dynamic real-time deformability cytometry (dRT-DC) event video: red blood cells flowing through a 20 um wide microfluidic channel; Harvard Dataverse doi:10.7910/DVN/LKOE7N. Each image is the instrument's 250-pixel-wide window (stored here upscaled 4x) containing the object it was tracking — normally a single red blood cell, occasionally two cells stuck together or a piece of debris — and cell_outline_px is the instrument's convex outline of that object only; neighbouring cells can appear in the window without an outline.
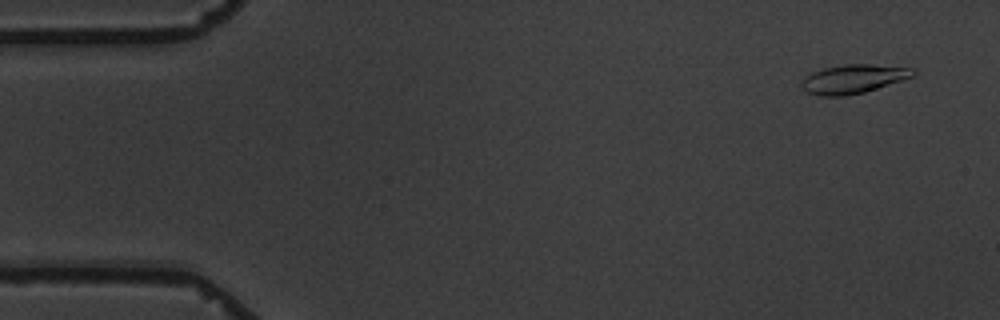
{"species": "common noctule bat (a hibernating species)", "species_latin": "Nyctalus noctula", "temperature_condition": "warm", "stored_images_in_passage": 9, "camera_frame_rate_fps": 3000, "um_per_image_px": 0.085, "animal": {"sex": "male", "body_mass_g": 19.5, "forearm_length_mm": 54.6}, "frame": {"image": 1, "passage_image": 2, "time_ms": 1.0, "image_size_px": [1000, 320], "cell_outline_px": [[916, 72], [912, 76], [864, 92], [844, 96], [820, 96], [808, 92], [800, 84], [800, 80], [804, 76], [812, 72], [824, 68], [844, 64], [872, 64], [916, 68]], "centroid_in_image_um": [72.49, 6.7], "position_along_channel_um": 12.5, "area_um2": 18.67}}
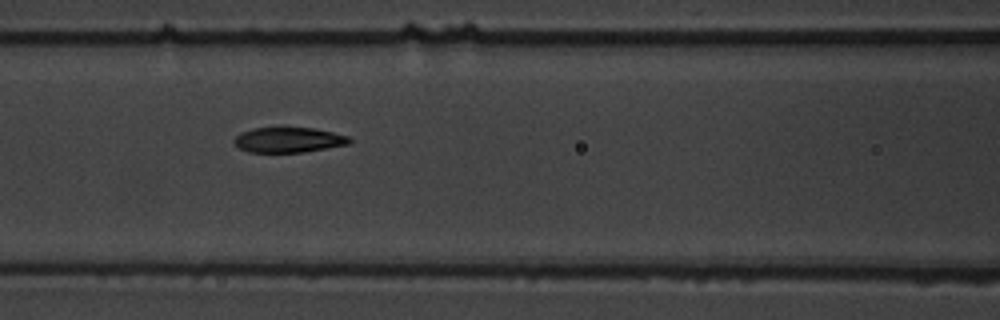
{"frame": {"image": 2, "passage_image": 7, "time_ms": 8.0, "image_size_px": [1000, 320], "cell_outline_px": [[352, 140], [348, 144], [304, 152], [248, 152], [240, 148], [232, 140], [240, 132], [252, 128], [276, 124], [280, 124], [316, 128], [348, 136]], "centroid_in_image_um": [24.48, 11.82], "position_along_channel_um": 142.1, "area_um2": 17.8}}
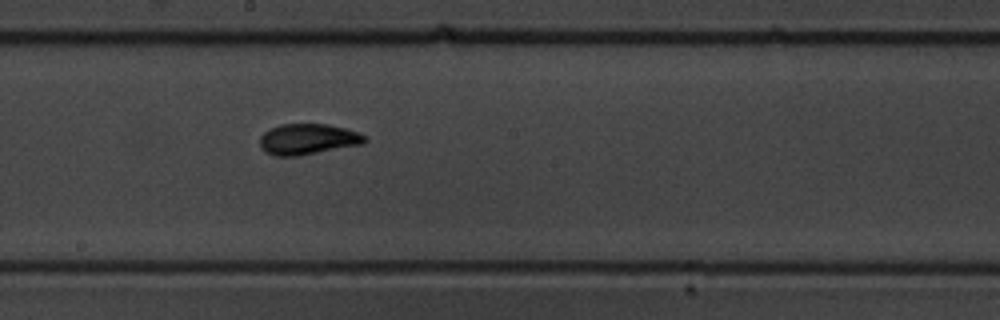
{"frame": {"image": 3, "passage_image": 9, "time_ms": 10.333, "image_size_px": [1000, 320], "cell_outline_px": [[368, 140], [364, 144], [296, 156], [272, 156], [264, 152], [260, 148], [260, 136], [264, 132], [280, 124], [328, 124], [344, 128], [368, 136]], "centroid_in_image_um": [26.16, 11.84], "position_along_channel_um": 222.0, "area_um2": 18.96}}